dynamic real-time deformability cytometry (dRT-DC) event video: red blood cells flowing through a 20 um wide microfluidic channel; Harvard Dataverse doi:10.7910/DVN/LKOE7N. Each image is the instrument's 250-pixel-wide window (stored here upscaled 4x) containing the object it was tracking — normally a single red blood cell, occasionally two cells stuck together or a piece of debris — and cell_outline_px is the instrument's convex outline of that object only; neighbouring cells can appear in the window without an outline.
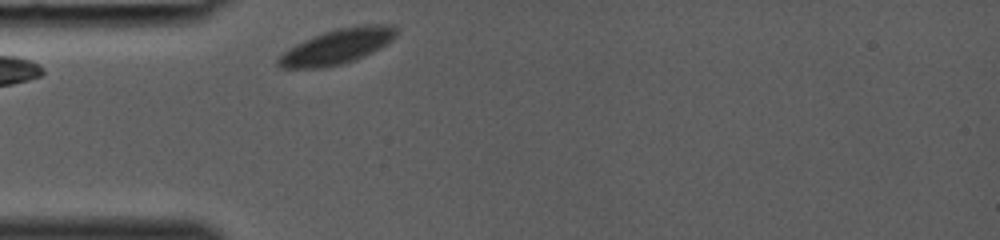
{"species": "common noctule bat (a hibernating species)", "species_latin": "Nyctalus noctula", "temperature_condition": "room temperature", "stored_images_in_passage": 1, "camera_frame_rate_fps": 3000, "um_per_image_px": 0.085, "animal": {"sex": "female", "body_mass_g": 19.0, "forearm_length_mm": 53.3}, "frame": {"image": 1, "passage_image": 1, "time_ms": 0.0, "image_size_px": [1000, 240], "cell_outline_px": [[396, 36], [392, 40], [380, 48], [356, 60], [324, 68], [280, 68], [276, 64], [276, 60], [288, 48], [312, 36], [324, 32], [340, 28], [364, 24], [396, 24]], "centroid_in_image_um": [28.67, 3.95], "position_along_channel_um": 56.3, "area_um2": 24.16}}